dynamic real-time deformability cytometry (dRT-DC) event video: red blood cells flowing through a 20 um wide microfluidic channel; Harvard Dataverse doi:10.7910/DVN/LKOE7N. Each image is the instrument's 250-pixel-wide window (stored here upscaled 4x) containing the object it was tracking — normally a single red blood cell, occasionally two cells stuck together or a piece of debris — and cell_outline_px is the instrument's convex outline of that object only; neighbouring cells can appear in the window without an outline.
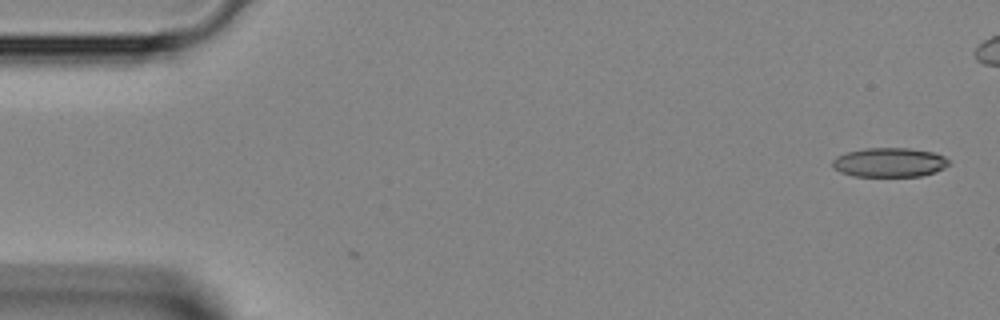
{"species": "Egyptian fruit bat (a non-hibernating species)", "species_latin": "Rousettus aegyptiacus", "temperature_condition": "room temperature", "stored_images_in_passage": 2, "camera_frame_rate_fps": 3000, "um_per_image_px": 0.085, "animal": {"sex": "female"}, "frame": {"image": 1, "passage_image": 2, "time_ms": 0.333, "image_size_px": [1000, 320], "cell_outline_px": [[948, 164], [944, 168], [936, 172], [920, 176], [852, 176], [840, 172], [832, 164], [832, 160], [836, 156], [848, 152], [864, 148], [908, 148], [936, 152], [944, 156], [948, 160]], "centroid_in_image_um": [75.61, 13.8], "position_along_channel_um": 9.4, "area_um2": 19.88}}